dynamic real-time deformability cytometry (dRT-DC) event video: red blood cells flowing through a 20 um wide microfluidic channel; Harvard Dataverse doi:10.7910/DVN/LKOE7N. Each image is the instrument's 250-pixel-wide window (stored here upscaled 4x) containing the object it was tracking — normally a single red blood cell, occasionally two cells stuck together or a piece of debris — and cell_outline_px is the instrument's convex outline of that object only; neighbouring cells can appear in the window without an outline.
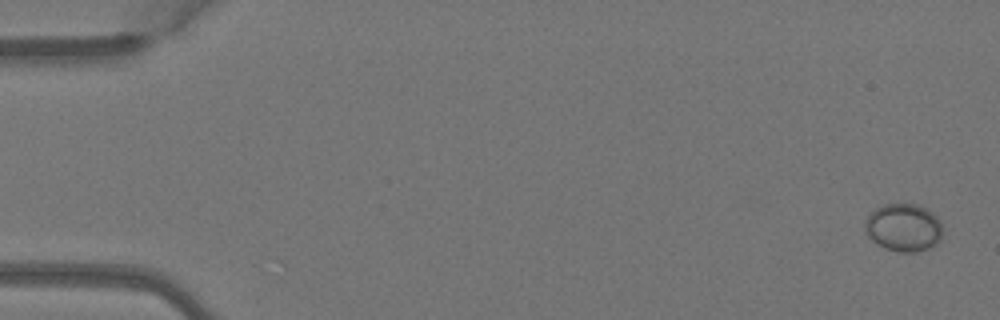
{"species": "Egyptian fruit bat (a non-hibernating species)", "species_latin": "Rousettus aegyptiacus", "temperature_condition": "warm", "stored_images_in_passage": 4, "camera_frame_rate_fps": 3000, "um_per_image_px": 0.085, "animal": {"sex": "female"}, "frame": {"image": 1, "passage_image": 1, "time_ms": 0.0, "image_size_px": [1000, 320], "cell_outline_px": [[944, 232], [940, 240], [936, 244], [928, 248], [916, 252], [900, 252], [884, 248], [876, 244], [864, 232], [864, 220], [876, 208], [884, 204], [916, 204], [932, 212], [940, 220]], "centroid_in_image_um": [76.8, 19.35], "position_along_channel_um": 8.2, "area_um2": 21.91}}